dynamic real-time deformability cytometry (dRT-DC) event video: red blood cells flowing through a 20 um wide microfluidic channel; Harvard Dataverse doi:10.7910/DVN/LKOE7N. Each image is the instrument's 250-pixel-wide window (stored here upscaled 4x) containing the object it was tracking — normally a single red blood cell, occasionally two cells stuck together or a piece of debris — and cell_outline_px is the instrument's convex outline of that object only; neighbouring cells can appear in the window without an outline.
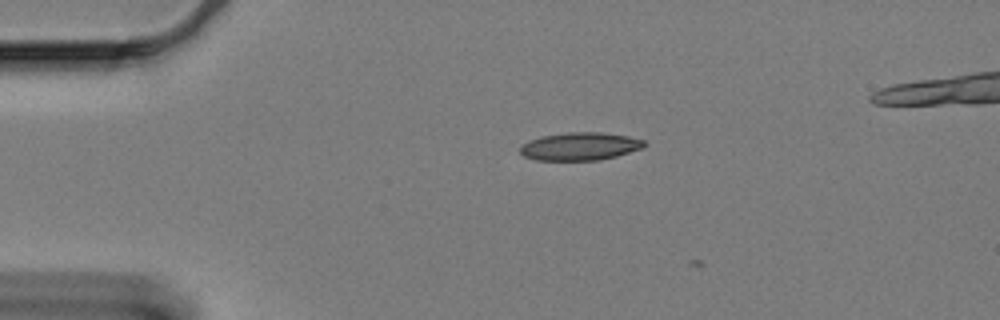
{"species": "Egyptian fruit bat (a non-hibernating species)", "species_latin": "Rousettus aegyptiacus", "temperature_condition": "cold", "stored_images_in_passage": 10, "camera_frame_rate_fps": 3000, "um_per_image_px": 0.085, "animal": {"sex": "female"}, "frame": {"image": 1, "passage_image": 9, "time_ms": 2.667, "image_size_px": [1000, 320], "cell_outline_px": [[644, 144], [640, 148], [616, 156], [600, 160], [536, 160], [524, 156], [520, 152], [520, 148], [528, 140], [540, 136], [568, 132], [600, 132], [628, 136], [644, 140]], "centroid_in_image_um": [49.25, 12.43], "position_along_channel_um": 35.7, "area_um2": 20.0}}